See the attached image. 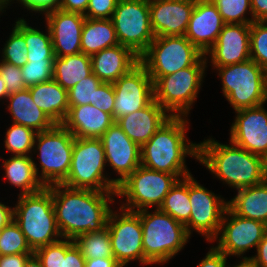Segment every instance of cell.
<instances>
[{
	"label": "cell",
	"mask_w": 267,
	"mask_h": 267,
	"mask_svg": "<svg viewBox=\"0 0 267 267\" xmlns=\"http://www.w3.org/2000/svg\"><path fill=\"white\" fill-rule=\"evenodd\" d=\"M159 209L184 225L189 221L191 215L189 176L176 181Z\"/></svg>",
	"instance_id": "obj_33"
},
{
	"label": "cell",
	"mask_w": 267,
	"mask_h": 267,
	"mask_svg": "<svg viewBox=\"0 0 267 267\" xmlns=\"http://www.w3.org/2000/svg\"><path fill=\"white\" fill-rule=\"evenodd\" d=\"M92 73L90 55L78 53L55 57L53 79L67 91Z\"/></svg>",
	"instance_id": "obj_31"
},
{
	"label": "cell",
	"mask_w": 267,
	"mask_h": 267,
	"mask_svg": "<svg viewBox=\"0 0 267 267\" xmlns=\"http://www.w3.org/2000/svg\"><path fill=\"white\" fill-rule=\"evenodd\" d=\"M135 212L140 216L143 230L144 265L166 263L188 242L190 236L185 225L171 215L160 209L153 214L147 209Z\"/></svg>",
	"instance_id": "obj_5"
},
{
	"label": "cell",
	"mask_w": 267,
	"mask_h": 267,
	"mask_svg": "<svg viewBox=\"0 0 267 267\" xmlns=\"http://www.w3.org/2000/svg\"><path fill=\"white\" fill-rule=\"evenodd\" d=\"M105 163L100 138H75L70 171L61 184L75 189L116 192L115 179L104 176Z\"/></svg>",
	"instance_id": "obj_6"
},
{
	"label": "cell",
	"mask_w": 267,
	"mask_h": 267,
	"mask_svg": "<svg viewBox=\"0 0 267 267\" xmlns=\"http://www.w3.org/2000/svg\"><path fill=\"white\" fill-rule=\"evenodd\" d=\"M3 167L9 183L21 188L20 195L41 191L45 186L38 177V168L30 156H13L4 161Z\"/></svg>",
	"instance_id": "obj_29"
},
{
	"label": "cell",
	"mask_w": 267,
	"mask_h": 267,
	"mask_svg": "<svg viewBox=\"0 0 267 267\" xmlns=\"http://www.w3.org/2000/svg\"><path fill=\"white\" fill-rule=\"evenodd\" d=\"M85 259L114 257L106 226L101 231L83 233L74 239Z\"/></svg>",
	"instance_id": "obj_34"
},
{
	"label": "cell",
	"mask_w": 267,
	"mask_h": 267,
	"mask_svg": "<svg viewBox=\"0 0 267 267\" xmlns=\"http://www.w3.org/2000/svg\"><path fill=\"white\" fill-rule=\"evenodd\" d=\"M120 210L121 215L110 211L106 225L114 257L123 267L131 260H139L144 265L140 216L136 212L121 208Z\"/></svg>",
	"instance_id": "obj_14"
},
{
	"label": "cell",
	"mask_w": 267,
	"mask_h": 267,
	"mask_svg": "<svg viewBox=\"0 0 267 267\" xmlns=\"http://www.w3.org/2000/svg\"><path fill=\"white\" fill-rule=\"evenodd\" d=\"M204 54L184 35L155 37L139 57L150 77L171 75L193 66Z\"/></svg>",
	"instance_id": "obj_9"
},
{
	"label": "cell",
	"mask_w": 267,
	"mask_h": 267,
	"mask_svg": "<svg viewBox=\"0 0 267 267\" xmlns=\"http://www.w3.org/2000/svg\"><path fill=\"white\" fill-rule=\"evenodd\" d=\"M13 219L33 252L63 238L56 222L51 185L36 193L19 195Z\"/></svg>",
	"instance_id": "obj_4"
},
{
	"label": "cell",
	"mask_w": 267,
	"mask_h": 267,
	"mask_svg": "<svg viewBox=\"0 0 267 267\" xmlns=\"http://www.w3.org/2000/svg\"><path fill=\"white\" fill-rule=\"evenodd\" d=\"M223 182L237 190L265 180L262 158L234 145L207 139L198 144V159Z\"/></svg>",
	"instance_id": "obj_3"
},
{
	"label": "cell",
	"mask_w": 267,
	"mask_h": 267,
	"mask_svg": "<svg viewBox=\"0 0 267 267\" xmlns=\"http://www.w3.org/2000/svg\"><path fill=\"white\" fill-rule=\"evenodd\" d=\"M85 267H123L115 257L85 259Z\"/></svg>",
	"instance_id": "obj_53"
},
{
	"label": "cell",
	"mask_w": 267,
	"mask_h": 267,
	"mask_svg": "<svg viewBox=\"0 0 267 267\" xmlns=\"http://www.w3.org/2000/svg\"><path fill=\"white\" fill-rule=\"evenodd\" d=\"M258 267H267V234L257 246V255L250 257Z\"/></svg>",
	"instance_id": "obj_52"
},
{
	"label": "cell",
	"mask_w": 267,
	"mask_h": 267,
	"mask_svg": "<svg viewBox=\"0 0 267 267\" xmlns=\"http://www.w3.org/2000/svg\"><path fill=\"white\" fill-rule=\"evenodd\" d=\"M222 91L235 111L267 101V72L254 60L217 67Z\"/></svg>",
	"instance_id": "obj_7"
},
{
	"label": "cell",
	"mask_w": 267,
	"mask_h": 267,
	"mask_svg": "<svg viewBox=\"0 0 267 267\" xmlns=\"http://www.w3.org/2000/svg\"><path fill=\"white\" fill-rule=\"evenodd\" d=\"M225 22L211 0H195L184 36L204 55L216 43Z\"/></svg>",
	"instance_id": "obj_21"
},
{
	"label": "cell",
	"mask_w": 267,
	"mask_h": 267,
	"mask_svg": "<svg viewBox=\"0 0 267 267\" xmlns=\"http://www.w3.org/2000/svg\"><path fill=\"white\" fill-rule=\"evenodd\" d=\"M170 117L153 99L146 107L118 118L115 123L141 148Z\"/></svg>",
	"instance_id": "obj_23"
},
{
	"label": "cell",
	"mask_w": 267,
	"mask_h": 267,
	"mask_svg": "<svg viewBox=\"0 0 267 267\" xmlns=\"http://www.w3.org/2000/svg\"><path fill=\"white\" fill-rule=\"evenodd\" d=\"M80 41L81 52L90 56L119 44L111 19L86 18Z\"/></svg>",
	"instance_id": "obj_30"
},
{
	"label": "cell",
	"mask_w": 267,
	"mask_h": 267,
	"mask_svg": "<svg viewBox=\"0 0 267 267\" xmlns=\"http://www.w3.org/2000/svg\"><path fill=\"white\" fill-rule=\"evenodd\" d=\"M51 193L61 236L73 240L83 233L106 227L112 210L108 202L112 203V197L116 196V192L75 189L63 184L51 185Z\"/></svg>",
	"instance_id": "obj_1"
},
{
	"label": "cell",
	"mask_w": 267,
	"mask_h": 267,
	"mask_svg": "<svg viewBox=\"0 0 267 267\" xmlns=\"http://www.w3.org/2000/svg\"><path fill=\"white\" fill-rule=\"evenodd\" d=\"M63 267H85V258L76 244L66 252Z\"/></svg>",
	"instance_id": "obj_48"
},
{
	"label": "cell",
	"mask_w": 267,
	"mask_h": 267,
	"mask_svg": "<svg viewBox=\"0 0 267 267\" xmlns=\"http://www.w3.org/2000/svg\"><path fill=\"white\" fill-rule=\"evenodd\" d=\"M118 0H89L84 16L88 19H111Z\"/></svg>",
	"instance_id": "obj_44"
},
{
	"label": "cell",
	"mask_w": 267,
	"mask_h": 267,
	"mask_svg": "<svg viewBox=\"0 0 267 267\" xmlns=\"http://www.w3.org/2000/svg\"><path fill=\"white\" fill-rule=\"evenodd\" d=\"M189 199L191 215L185 224L188 235L194 229L205 235L208 242L217 240L228 202L199 185L192 175H189Z\"/></svg>",
	"instance_id": "obj_13"
},
{
	"label": "cell",
	"mask_w": 267,
	"mask_h": 267,
	"mask_svg": "<svg viewBox=\"0 0 267 267\" xmlns=\"http://www.w3.org/2000/svg\"><path fill=\"white\" fill-rule=\"evenodd\" d=\"M205 55L193 66L171 75L151 77L154 100L171 116L186 117L197 97L206 68ZM177 112V113H176Z\"/></svg>",
	"instance_id": "obj_8"
},
{
	"label": "cell",
	"mask_w": 267,
	"mask_h": 267,
	"mask_svg": "<svg viewBox=\"0 0 267 267\" xmlns=\"http://www.w3.org/2000/svg\"><path fill=\"white\" fill-rule=\"evenodd\" d=\"M100 139L106 162L121 176L115 179V186L118 187L141 165V148L116 123Z\"/></svg>",
	"instance_id": "obj_18"
},
{
	"label": "cell",
	"mask_w": 267,
	"mask_h": 267,
	"mask_svg": "<svg viewBox=\"0 0 267 267\" xmlns=\"http://www.w3.org/2000/svg\"><path fill=\"white\" fill-rule=\"evenodd\" d=\"M24 267H42L41 261L33 253L26 261Z\"/></svg>",
	"instance_id": "obj_55"
},
{
	"label": "cell",
	"mask_w": 267,
	"mask_h": 267,
	"mask_svg": "<svg viewBox=\"0 0 267 267\" xmlns=\"http://www.w3.org/2000/svg\"><path fill=\"white\" fill-rule=\"evenodd\" d=\"M55 59L28 60L21 67L26 88L53 79V63Z\"/></svg>",
	"instance_id": "obj_40"
},
{
	"label": "cell",
	"mask_w": 267,
	"mask_h": 267,
	"mask_svg": "<svg viewBox=\"0 0 267 267\" xmlns=\"http://www.w3.org/2000/svg\"><path fill=\"white\" fill-rule=\"evenodd\" d=\"M195 0H162L149 3L155 37L182 36L187 30Z\"/></svg>",
	"instance_id": "obj_22"
},
{
	"label": "cell",
	"mask_w": 267,
	"mask_h": 267,
	"mask_svg": "<svg viewBox=\"0 0 267 267\" xmlns=\"http://www.w3.org/2000/svg\"><path fill=\"white\" fill-rule=\"evenodd\" d=\"M114 123L110 114L87 104L69 107L62 125L75 138H100Z\"/></svg>",
	"instance_id": "obj_25"
},
{
	"label": "cell",
	"mask_w": 267,
	"mask_h": 267,
	"mask_svg": "<svg viewBox=\"0 0 267 267\" xmlns=\"http://www.w3.org/2000/svg\"><path fill=\"white\" fill-rule=\"evenodd\" d=\"M252 19L254 21H267V0H250Z\"/></svg>",
	"instance_id": "obj_51"
},
{
	"label": "cell",
	"mask_w": 267,
	"mask_h": 267,
	"mask_svg": "<svg viewBox=\"0 0 267 267\" xmlns=\"http://www.w3.org/2000/svg\"><path fill=\"white\" fill-rule=\"evenodd\" d=\"M147 1L148 3H153V2H156V1H162V0H145Z\"/></svg>",
	"instance_id": "obj_59"
},
{
	"label": "cell",
	"mask_w": 267,
	"mask_h": 267,
	"mask_svg": "<svg viewBox=\"0 0 267 267\" xmlns=\"http://www.w3.org/2000/svg\"><path fill=\"white\" fill-rule=\"evenodd\" d=\"M235 112L230 142L262 157L267 152V111L263 104Z\"/></svg>",
	"instance_id": "obj_17"
},
{
	"label": "cell",
	"mask_w": 267,
	"mask_h": 267,
	"mask_svg": "<svg viewBox=\"0 0 267 267\" xmlns=\"http://www.w3.org/2000/svg\"><path fill=\"white\" fill-rule=\"evenodd\" d=\"M261 158H262L263 173H264L265 179L267 180V152Z\"/></svg>",
	"instance_id": "obj_58"
},
{
	"label": "cell",
	"mask_w": 267,
	"mask_h": 267,
	"mask_svg": "<svg viewBox=\"0 0 267 267\" xmlns=\"http://www.w3.org/2000/svg\"><path fill=\"white\" fill-rule=\"evenodd\" d=\"M12 254H33L14 219L0 230V256Z\"/></svg>",
	"instance_id": "obj_36"
},
{
	"label": "cell",
	"mask_w": 267,
	"mask_h": 267,
	"mask_svg": "<svg viewBox=\"0 0 267 267\" xmlns=\"http://www.w3.org/2000/svg\"><path fill=\"white\" fill-rule=\"evenodd\" d=\"M225 213L230 219L225 217L227 216ZM225 213L219 231L221 236L216 248L226 256H240L251 247L257 249L258 243L267 234V225L258 220L240 217L229 207Z\"/></svg>",
	"instance_id": "obj_16"
},
{
	"label": "cell",
	"mask_w": 267,
	"mask_h": 267,
	"mask_svg": "<svg viewBox=\"0 0 267 267\" xmlns=\"http://www.w3.org/2000/svg\"><path fill=\"white\" fill-rule=\"evenodd\" d=\"M32 254H12L0 256V267H24Z\"/></svg>",
	"instance_id": "obj_49"
},
{
	"label": "cell",
	"mask_w": 267,
	"mask_h": 267,
	"mask_svg": "<svg viewBox=\"0 0 267 267\" xmlns=\"http://www.w3.org/2000/svg\"><path fill=\"white\" fill-rule=\"evenodd\" d=\"M244 260V261H243ZM227 267V265L225 266ZM233 267H258L250 257H243L241 263Z\"/></svg>",
	"instance_id": "obj_56"
},
{
	"label": "cell",
	"mask_w": 267,
	"mask_h": 267,
	"mask_svg": "<svg viewBox=\"0 0 267 267\" xmlns=\"http://www.w3.org/2000/svg\"><path fill=\"white\" fill-rule=\"evenodd\" d=\"M209 53L215 68L249 60L250 24H225Z\"/></svg>",
	"instance_id": "obj_20"
},
{
	"label": "cell",
	"mask_w": 267,
	"mask_h": 267,
	"mask_svg": "<svg viewBox=\"0 0 267 267\" xmlns=\"http://www.w3.org/2000/svg\"><path fill=\"white\" fill-rule=\"evenodd\" d=\"M74 244L73 239H60L38 248L33 253L41 261L42 267H63L65 254Z\"/></svg>",
	"instance_id": "obj_41"
},
{
	"label": "cell",
	"mask_w": 267,
	"mask_h": 267,
	"mask_svg": "<svg viewBox=\"0 0 267 267\" xmlns=\"http://www.w3.org/2000/svg\"><path fill=\"white\" fill-rule=\"evenodd\" d=\"M171 116L141 147V165L159 172L175 175L178 179L191 173L185 165L186 154L198 159V144L185 137L186 118Z\"/></svg>",
	"instance_id": "obj_2"
},
{
	"label": "cell",
	"mask_w": 267,
	"mask_h": 267,
	"mask_svg": "<svg viewBox=\"0 0 267 267\" xmlns=\"http://www.w3.org/2000/svg\"><path fill=\"white\" fill-rule=\"evenodd\" d=\"M32 99L55 124H62L69 111L68 92L54 79L29 87Z\"/></svg>",
	"instance_id": "obj_27"
},
{
	"label": "cell",
	"mask_w": 267,
	"mask_h": 267,
	"mask_svg": "<svg viewBox=\"0 0 267 267\" xmlns=\"http://www.w3.org/2000/svg\"><path fill=\"white\" fill-rule=\"evenodd\" d=\"M228 207L238 216L258 220L267 225V180L238 190Z\"/></svg>",
	"instance_id": "obj_28"
},
{
	"label": "cell",
	"mask_w": 267,
	"mask_h": 267,
	"mask_svg": "<svg viewBox=\"0 0 267 267\" xmlns=\"http://www.w3.org/2000/svg\"><path fill=\"white\" fill-rule=\"evenodd\" d=\"M3 50L2 61L13 64L17 67L24 66L27 62V46L24 37L13 28L12 34L6 41Z\"/></svg>",
	"instance_id": "obj_42"
},
{
	"label": "cell",
	"mask_w": 267,
	"mask_h": 267,
	"mask_svg": "<svg viewBox=\"0 0 267 267\" xmlns=\"http://www.w3.org/2000/svg\"><path fill=\"white\" fill-rule=\"evenodd\" d=\"M102 81L93 73L79 81L68 92L69 107L95 104L96 89Z\"/></svg>",
	"instance_id": "obj_39"
},
{
	"label": "cell",
	"mask_w": 267,
	"mask_h": 267,
	"mask_svg": "<svg viewBox=\"0 0 267 267\" xmlns=\"http://www.w3.org/2000/svg\"><path fill=\"white\" fill-rule=\"evenodd\" d=\"M115 103V93L112 83L102 82L96 89L94 106L113 117V108Z\"/></svg>",
	"instance_id": "obj_45"
},
{
	"label": "cell",
	"mask_w": 267,
	"mask_h": 267,
	"mask_svg": "<svg viewBox=\"0 0 267 267\" xmlns=\"http://www.w3.org/2000/svg\"><path fill=\"white\" fill-rule=\"evenodd\" d=\"M250 59L267 72V21L250 24Z\"/></svg>",
	"instance_id": "obj_38"
},
{
	"label": "cell",
	"mask_w": 267,
	"mask_h": 267,
	"mask_svg": "<svg viewBox=\"0 0 267 267\" xmlns=\"http://www.w3.org/2000/svg\"><path fill=\"white\" fill-rule=\"evenodd\" d=\"M12 0H0V12L7 7ZM28 10L44 12V14L59 9L60 0H17Z\"/></svg>",
	"instance_id": "obj_46"
},
{
	"label": "cell",
	"mask_w": 267,
	"mask_h": 267,
	"mask_svg": "<svg viewBox=\"0 0 267 267\" xmlns=\"http://www.w3.org/2000/svg\"><path fill=\"white\" fill-rule=\"evenodd\" d=\"M75 137L62 124H56L47 131L36 133L42 173L39 176L47 187L61 184L68 176Z\"/></svg>",
	"instance_id": "obj_11"
},
{
	"label": "cell",
	"mask_w": 267,
	"mask_h": 267,
	"mask_svg": "<svg viewBox=\"0 0 267 267\" xmlns=\"http://www.w3.org/2000/svg\"><path fill=\"white\" fill-rule=\"evenodd\" d=\"M91 57L92 73L104 83H114L139 62V56L121 44L105 48Z\"/></svg>",
	"instance_id": "obj_24"
},
{
	"label": "cell",
	"mask_w": 267,
	"mask_h": 267,
	"mask_svg": "<svg viewBox=\"0 0 267 267\" xmlns=\"http://www.w3.org/2000/svg\"><path fill=\"white\" fill-rule=\"evenodd\" d=\"M8 96H9V94L7 92L5 81H4V79L1 78V75H0V99H2V98L6 99Z\"/></svg>",
	"instance_id": "obj_57"
},
{
	"label": "cell",
	"mask_w": 267,
	"mask_h": 267,
	"mask_svg": "<svg viewBox=\"0 0 267 267\" xmlns=\"http://www.w3.org/2000/svg\"><path fill=\"white\" fill-rule=\"evenodd\" d=\"M36 133L31 128L13 123L6 132L5 148L15 156H28L32 148H36Z\"/></svg>",
	"instance_id": "obj_35"
},
{
	"label": "cell",
	"mask_w": 267,
	"mask_h": 267,
	"mask_svg": "<svg viewBox=\"0 0 267 267\" xmlns=\"http://www.w3.org/2000/svg\"><path fill=\"white\" fill-rule=\"evenodd\" d=\"M113 88L114 121L146 107L154 99L153 80L140 62L115 81Z\"/></svg>",
	"instance_id": "obj_15"
},
{
	"label": "cell",
	"mask_w": 267,
	"mask_h": 267,
	"mask_svg": "<svg viewBox=\"0 0 267 267\" xmlns=\"http://www.w3.org/2000/svg\"><path fill=\"white\" fill-rule=\"evenodd\" d=\"M13 220V208L0 202V230Z\"/></svg>",
	"instance_id": "obj_54"
},
{
	"label": "cell",
	"mask_w": 267,
	"mask_h": 267,
	"mask_svg": "<svg viewBox=\"0 0 267 267\" xmlns=\"http://www.w3.org/2000/svg\"><path fill=\"white\" fill-rule=\"evenodd\" d=\"M14 28L24 37L27 46L28 60L55 59L51 35L44 34L29 26L24 19L15 22Z\"/></svg>",
	"instance_id": "obj_32"
},
{
	"label": "cell",
	"mask_w": 267,
	"mask_h": 267,
	"mask_svg": "<svg viewBox=\"0 0 267 267\" xmlns=\"http://www.w3.org/2000/svg\"><path fill=\"white\" fill-rule=\"evenodd\" d=\"M0 75L4 79L8 94L26 89L20 67L7 62H0Z\"/></svg>",
	"instance_id": "obj_43"
},
{
	"label": "cell",
	"mask_w": 267,
	"mask_h": 267,
	"mask_svg": "<svg viewBox=\"0 0 267 267\" xmlns=\"http://www.w3.org/2000/svg\"><path fill=\"white\" fill-rule=\"evenodd\" d=\"M8 109L13 123L33 129L35 132L47 131L56 124L34 103L29 88L9 94Z\"/></svg>",
	"instance_id": "obj_26"
},
{
	"label": "cell",
	"mask_w": 267,
	"mask_h": 267,
	"mask_svg": "<svg viewBox=\"0 0 267 267\" xmlns=\"http://www.w3.org/2000/svg\"><path fill=\"white\" fill-rule=\"evenodd\" d=\"M55 57L81 53V34L86 17L77 12L61 9L45 14Z\"/></svg>",
	"instance_id": "obj_19"
},
{
	"label": "cell",
	"mask_w": 267,
	"mask_h": 267,
	"mask_svg": "<svg viewBox=\"0 0 267 267\" xmlns=\"http://www.w3.org/2000/svg\"><path fill=\"white\" fill-rule=\"evenodd\" d=\"M119 44L139 57L154 40L149 3L145 0H118L111 18Z\"/></svg>",
	"instance_id": "obj_12"
},
{
	"label": "cell",
	"mask_w": 267,
	"mask_h": 267,
	"mask_svg": "<svg viewBox=\"0 0 267 267\" xmlns=\"http://www.w3.org/2000/svg\"><path fill=\"white\" fill-rule=\"evenodd\" d=\"M89 0H60L59 9L67 12L86 13Z\"/></svg>",
	"instance_id": "obj_50"
},
{
	"label": "cell",
	"mask_w": 267,
	"mask_h": 267,
	"mask_svg": "<svg viewBox=\"0 0 267 267\" xmlns=\"http://www.w3.org/2000/svg\"><path fill=\"white\" fill-rule=\"evenodd\" d=\"M226 260L227 256L223 252L212 247L197 267H225Z\"/></svg>",
	"instance_id": "obj_47"
},
{
	"label": "cell",
	"mask_w": 267,
	"mask_h": 267,
	"mask_svg": "<svg viewBox=\"0 0 267 267\" xmlns=\"http://www.w3.org/2000/svg\"><path fill=\"white\" fill-rule=\"evenodd\" d=\"M217 7L225 24H251L253 19L244 17L245 13L251 10L250 0H211Z\"/></svg>",
	"instance_id": "obj_37"
},
{
	"label": "cell",
	"mask_w": 267,
	"mask_h": 267,
	"mask_svg": "<svg viewBox=\"0 0 267 267\" xmlns=\"http://www.w3.org/2000/svg\"><path fill=\"white\" fill-rule=\"evenodd\" d=\"M177 180L175 175L140 165L117 187L116 195L127 198L120 208L135 212L155 205L159 209Z\"/></svg>",
	"instance_id": "obj_10"
}]
</instances>
